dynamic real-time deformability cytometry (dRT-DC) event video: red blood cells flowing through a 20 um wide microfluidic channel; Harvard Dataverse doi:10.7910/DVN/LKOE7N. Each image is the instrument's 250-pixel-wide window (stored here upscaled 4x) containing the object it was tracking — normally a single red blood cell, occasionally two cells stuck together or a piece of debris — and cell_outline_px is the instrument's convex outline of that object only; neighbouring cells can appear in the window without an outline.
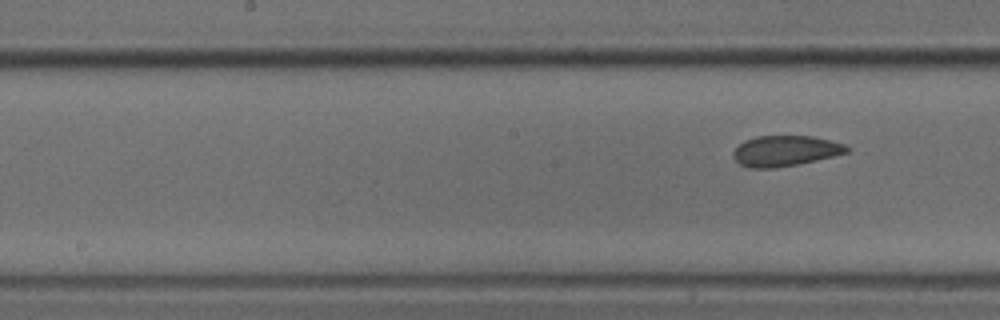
{"species": "common noctule bat (a hibernating species)", "species_latin": "Nyctalus noctula", "temperature_condition": "cold", "stored_images_in_passage": 5, "segment_of_instrument_passage": [2, 2], "camera_frame_rate_fps": 3000, "um_per_image_px": 0.085, "animal": {"sex": "male", "body_mass_g": 18.8}, "frame": {"image": 1, "passage_image": 5, "time_ms": 1.333, "image_size_px": [1000, 320], "cell_outline_px": [[852, 148], [848, 152], [816, 160], [776, 168], [748, 168], [740, 164], [732, 156], [732, 152], [744, 140], [756, 136], [812, 136], [844, 144]], "centroid_in_image_um": [66.72, 12.82], "position_along_channel_um": 181.5, "area_um2": 20.17}}